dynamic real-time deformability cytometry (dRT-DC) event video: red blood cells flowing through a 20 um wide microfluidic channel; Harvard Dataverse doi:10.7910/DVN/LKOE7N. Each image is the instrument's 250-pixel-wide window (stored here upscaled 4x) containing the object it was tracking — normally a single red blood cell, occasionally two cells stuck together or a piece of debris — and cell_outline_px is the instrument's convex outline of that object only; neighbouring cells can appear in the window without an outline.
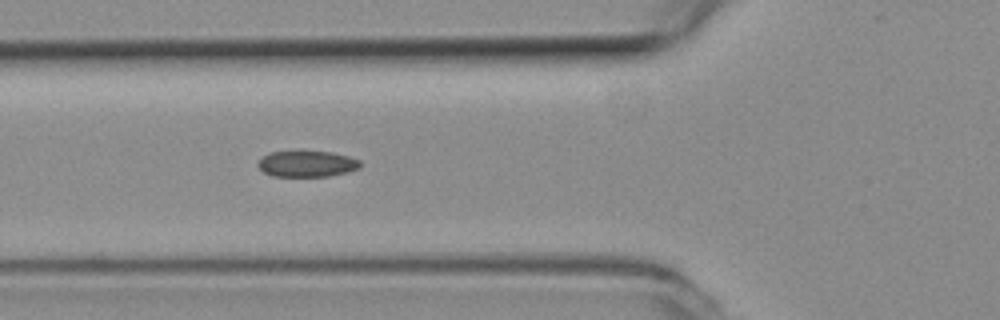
{"species": "common noctule bat (a hibernating species)", "species_latin": "Nyctalus noctula", "temperature_condition": "room temperature", "stored_images_in_passage": 39, "camera_frame_rate_fps": 3000, "um_per_image_px": 0.085, "animal": {"sex": "female", "body_mass_g": 19.3, "forearm_length_mm": 54.1}, "frame": {"image": 1, "passage_image": 9, "time_ms": 2.667, "image_size_px": [1000, 320], "cell_outline_px": [[360, 168], [348, 172], [328, 176], [272, 176], [264, 172], [256, 164], [268, 152], [332, 152], [348, 156], [360, 160]], "centroid_in_image_um": [26.1, 13.93], "position_along_channel_um": 99.7, "area_um2": 15.37}}
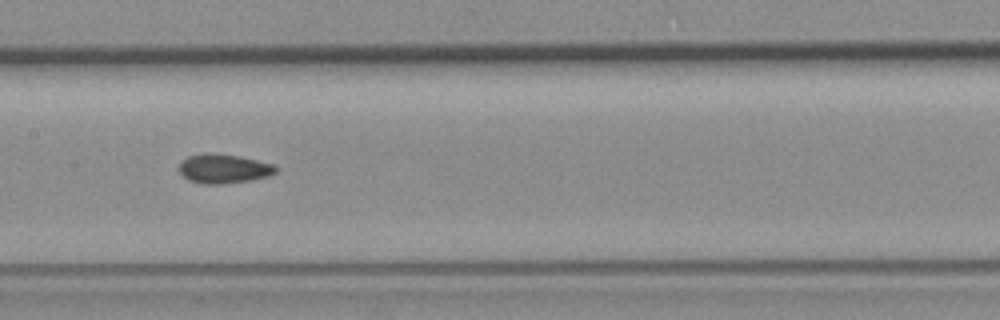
{"frame": {"image": 2, "passage_image": 16, "time_ms": 5.0, "image_size_px": [1000, 320], "cell_outline_px": [[276, 172], [268, 176], [252, 180], [220, 184], [204, 184], [188, 180], [180, 172], [180, 160], [188, 156], [240, 156], [272, 164], [276, 168]], "centroid_in_image_um": [19.03, 14.39], "position_along_channel_um": 188.4, "area_um2": 15.66}}
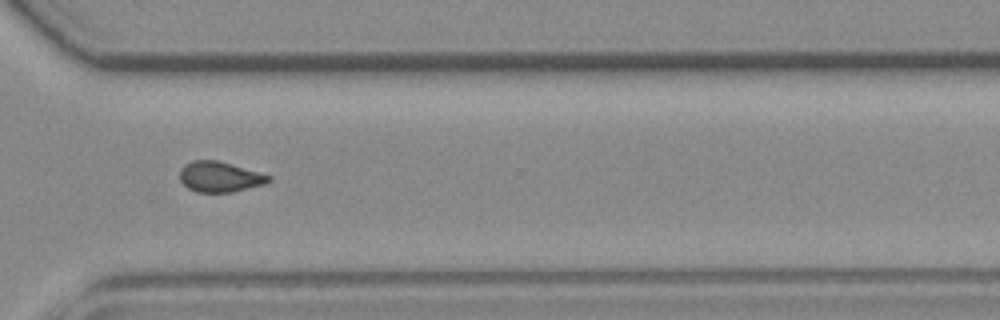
{"frame": {"image": 3, "passage_image": 29, "time_ms": 9.333, "image_size_px": [1000, 320], "cell_outline_px": [[272, 180], [264, 184], [232, 192], [196, 192], [188, 188], [180, 180], [180, 168], [184, 164], [192, 160], [216, 160], [272, 176]], "centroid_in_image_um": [18.66, 15.03], "position_along_channel_um": 351.9, "area_um2": 15.66}}